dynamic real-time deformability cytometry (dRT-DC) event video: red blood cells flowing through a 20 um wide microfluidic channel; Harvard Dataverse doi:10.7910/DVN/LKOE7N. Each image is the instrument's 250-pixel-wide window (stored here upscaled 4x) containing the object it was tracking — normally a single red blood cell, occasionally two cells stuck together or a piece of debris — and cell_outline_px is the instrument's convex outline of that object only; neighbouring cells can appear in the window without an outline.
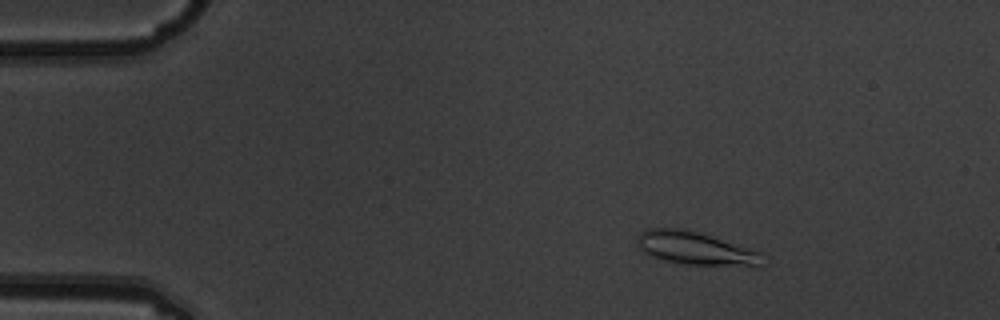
{"species": "common noctule bat (a hibernating species)", "species_latin": "Nyctalus noctula", "temperature_condition": "warm", "stored_images_in_passage": 6, "camera_frame_rate_fps": 3000, "um_per_image_px": 0.085, "animal": {"sex": "male", "body_mass_g": 19.5, "forearm_length_mm": 54.6}, "frame": {"image": 1, "passage_image": 3, "time_ms": 0.667, "image_size_px": [1000, 320], "cell_outline_px": [[764, 268], [756, 268], [688, 264], [664, 260], [652, 256], [644, 252], [640, 248], [640, 232], [648, 228], [684, 228], [700, 232], [760, 252]], "centroid_in_image_um": [59.23, 21.14], "position_along_channel_um": 25.8, "area_um2": 24.28}}